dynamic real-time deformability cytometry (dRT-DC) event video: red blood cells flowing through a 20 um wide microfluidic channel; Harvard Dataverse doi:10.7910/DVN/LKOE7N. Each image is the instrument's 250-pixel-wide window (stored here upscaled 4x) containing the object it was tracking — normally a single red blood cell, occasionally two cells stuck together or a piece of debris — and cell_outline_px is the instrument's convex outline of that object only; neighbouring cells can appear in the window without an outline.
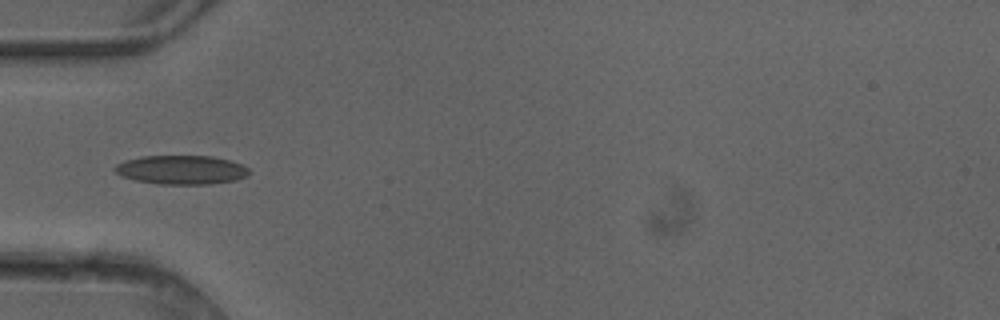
{"species": "common noctule bat (a hibernating species)", "species_latin": "Nyctalus noctula", "temperature_condition": "cold", "stored_images_in_passage": 6, "camera_frame_rate_fps": 3000, "um_per_image_px": 0.085, "animal": {"sex": "female"}, "frame": {"image": 1, "passage_image": 5, "time_ms": 1.333, "image_size_px": [1000, 320], "cell_outline_px": [[252, 172], [248, 176], [236, 180], [212, 184], [160, 184], [136, 180], [120, 176], [112, 168], [116, 164], [124, 160], [140, 156], [212, 156], [228, 160], [240, 164], [248, 168]], "centroid_in_image_um": [15.41, 14.43], "position_along_channel_um": 69.6, "area_um2": 22.83}}
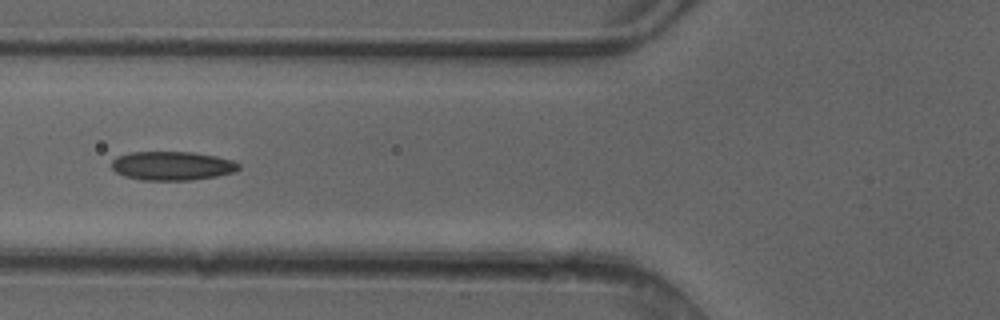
{"frame": {"image": 2, "passage_image": 6, "time_ms": 1.667, "image_size_px": [1000, 320], "cell_outline_px": [[240, 168], [236, 172], [216, 176], [192, 180], [140, 180], [124, 176], [116, 172], [112, 168], [112, 160], [116, 156], [128, 152], [192, 152], [216, 156], [232, 160], [240, 164]], "centroid_in_image_um": [14.63, 14.09], "position_along_channel_um": 111.2, "area_um2": 21.56}}